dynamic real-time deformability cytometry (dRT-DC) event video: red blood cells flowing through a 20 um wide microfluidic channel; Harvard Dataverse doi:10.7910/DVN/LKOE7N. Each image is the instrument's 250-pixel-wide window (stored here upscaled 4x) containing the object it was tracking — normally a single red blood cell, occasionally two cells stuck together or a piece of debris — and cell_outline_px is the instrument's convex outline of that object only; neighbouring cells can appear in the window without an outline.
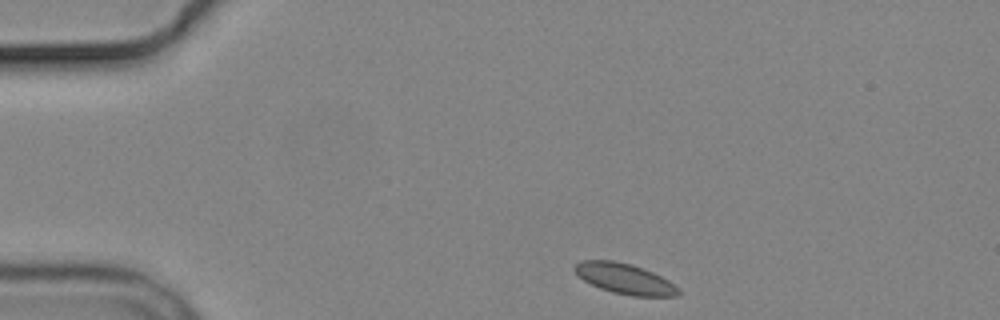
{"species": "common noctule bat (a hibernating species)", "species_latin": "Nyctalus noctula", "temperature_condition": "cold", "stored_images_in_passage": 2, "camera_frame_rate_fps": 3000, "um_per_image_px": 0.085, "animal": {"sex": "male", "body_mass_g": 19.2, "forearm_length_mm": 51.8}, "frame": {"image": 1, "passage_image": 1, "time_ms": 0.0, "image_size_px": [1000, 320], "cell_outline_px": [[680, 296], [632, 296], [612, 292], [600, 288], [584, 280], [572, 268], [580, 260], [612, 260], [632, 264], [644, 268], [668, 280], [680, 292]], "centroid_in_image_um": [53.08, 23.68], "position_along_channel_um": 31.9, "area_um2": 18.26}}